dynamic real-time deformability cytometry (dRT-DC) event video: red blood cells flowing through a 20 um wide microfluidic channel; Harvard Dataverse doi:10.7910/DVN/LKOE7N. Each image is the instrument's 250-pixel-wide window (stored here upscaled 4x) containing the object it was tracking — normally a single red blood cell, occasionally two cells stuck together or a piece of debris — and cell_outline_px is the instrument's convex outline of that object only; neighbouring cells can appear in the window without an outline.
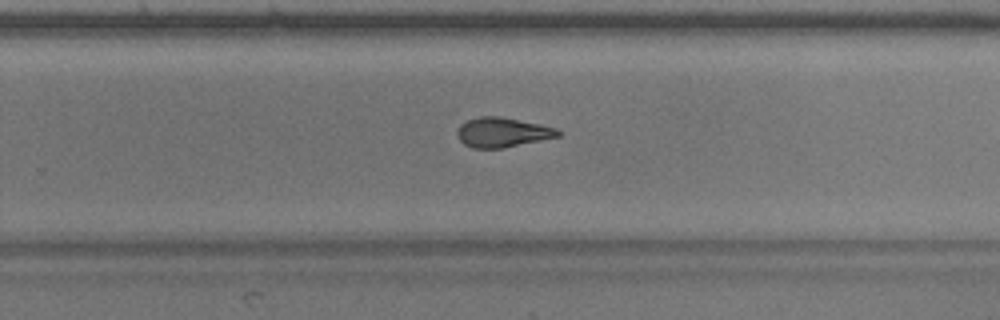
{"species": "common noctule bat (a hibernating species)", "species_latin": "Nyctalus noctula", "temperature_condition": "warm", "stored_images_in_passage": 32, "camera_frame_rate_fps": 3000, "um_per_image_px": 0.085, "animal": {"sex": "male", "body_mass_g": 17.9}, "frame": {"image": 1, "passage_image": 23, "time_ms": 7.333, "image_size_px": [1000, 320], "cell_outline_px": [[560, 136], [504, 148], [472, 148], [464, 144], [460, 140], [456, 132], [460, 124], [468, 120], [480, 116], [500, 116], [540, 124], [556, 128], [560, 132]], "centroid_in_image_um": [42.69, 11.25], "position_along_channel_um": 287.1, "area_um2": 17.4}}